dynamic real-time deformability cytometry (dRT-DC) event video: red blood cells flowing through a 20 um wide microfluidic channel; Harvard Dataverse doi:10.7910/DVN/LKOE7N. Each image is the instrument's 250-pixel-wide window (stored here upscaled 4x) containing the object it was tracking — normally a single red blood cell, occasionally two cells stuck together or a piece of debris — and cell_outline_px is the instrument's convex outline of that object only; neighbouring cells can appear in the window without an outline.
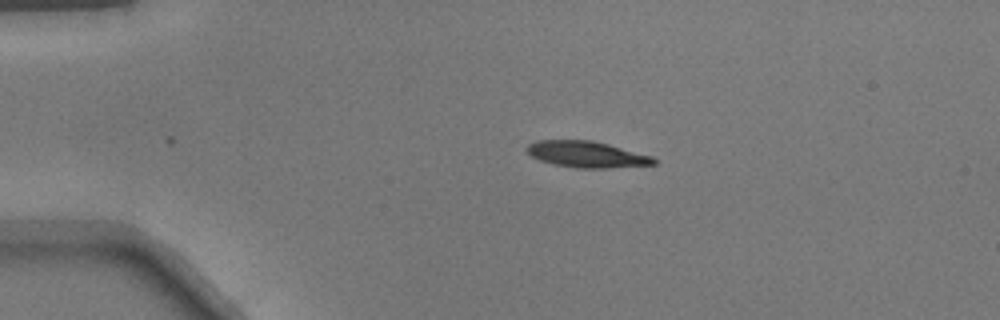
{"species": "common noctule bat (a hibernating species)", "species_latin": "Nyctalus noctula", "temperature_condition": "warm", "stored_images_in_passage": 40, "camera_frame_rate_fps": 3000, "um_per_image_px": 0.085, "animal": {"sex": "male", "body_mass_g": 17.9}, "frame": {"image": 1, "passage_image": 1, "time_ms": 0.0, "image_size_px": [1000, 320], "cell_outline_px": [[656, 164], [604, 168], [580, 168], [552, 164], [540, 160], [532, 156], [528, 152], [528, 144], [540, 140], [592, 140], [608, 144], [652, 156], [656, 160]], "centroid_in_image_um": [49.88, 13.12], "position_along_channel_um": 35.1, "area_um2": 19.13}}
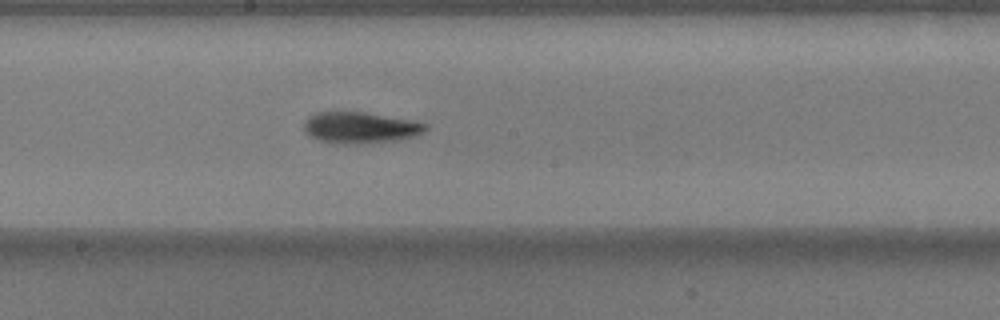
{"frame": {"image": 2, "passage_image": 18, "time_ms": 5.667, "image_size_px": [1000, 320], "cell_outline_px": [[428, 128], [424, 132], [416, 136], [396, 140], [356, 144], [344, 144], [320, 140], [308, 136], [304, 128], [304, 120], [308, 116], [316, 112], [368, 112], [416, 120], [428, 124]], "centroid_in_image_um": [30.66, 10.83], "position_along_channel_um": 217.5, "area_um2": 22.48}}
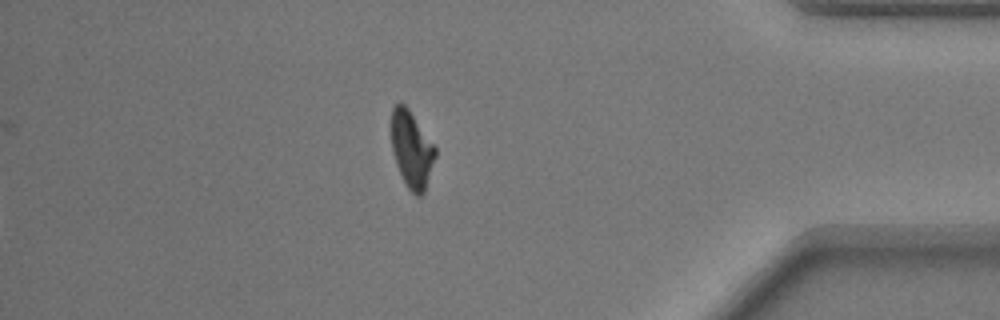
{"frame": {"image": 3, "passage_image": 34, "time_ms": 11.0, "image_size_px": [1000, 320], "cell_outline_px": [[436, 156], [424, 192], [420, 196], [416, 196], [408, 188], [396, 164], [392, 148], [388, 124], [392, 108], [400, 100], [408, 108], [436, 148]], "centroid_in_image_um": [34.94, 12.63], "position_along_channel_um": 400.3, "area_um2": 19.88}}